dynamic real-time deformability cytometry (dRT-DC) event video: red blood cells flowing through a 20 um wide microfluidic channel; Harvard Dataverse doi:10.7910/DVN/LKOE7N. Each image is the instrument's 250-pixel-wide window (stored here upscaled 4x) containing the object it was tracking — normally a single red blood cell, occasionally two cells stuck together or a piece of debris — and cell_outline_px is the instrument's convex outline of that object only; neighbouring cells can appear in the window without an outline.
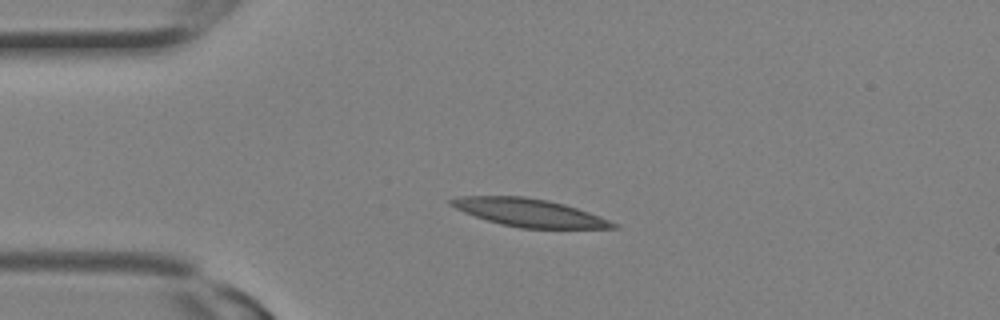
{"species": "Egyptian fruit bat (a non-hibernating species)", "species_latin": "Rousettus aegyptiacus", "temperature_condition": "room temperature", "stored_images_in_passage": 10, "camera_frame_rate_fps": 3000, "um_per_image_px": 0.085, "animal": {"sex": "female"}, "frame": {"image": 1, "passage_image": 1, "time_ms": 0.0, "image_size_px": [1000, 320], "cell_outline_px": [[620, 228], [520, 228], [488, 220], [464, 212], [448, 204], [448, 200], [456, 196], [524, 196], [548, 200], [564, 204], [600, 216], [616, 224]], "centroid_in_image_um": [44.95, 18.06], "position_along_channel_um": 40.0, "area_um2": 26.01}}
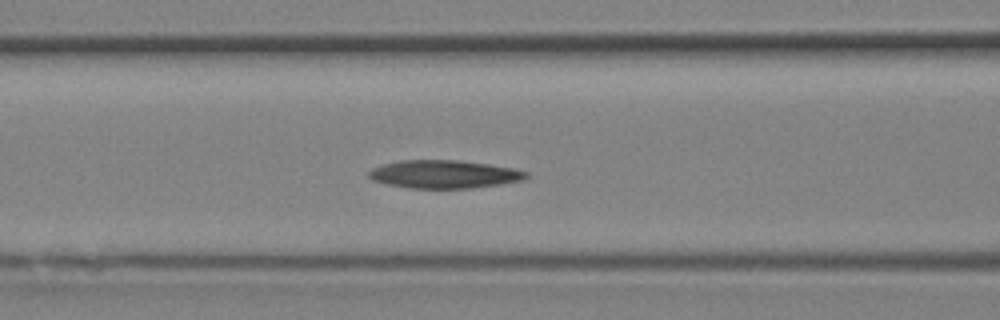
{"frame": {"image": 2, "passage_image": 6, "time_ms": 1.667, "image_size_px": [1000, 320], "cell_outline_px": [[528, 176], [524, 180], [500, 184], [472, 188], [408, 188], [388, 184], [372, 180], [368, 176], [368, 172], [372, 168], [384, 164], [400, 160], [456, 160], [488, 164], [516, 168], [528, 172]], "centroid_in_image_um": [37.77, 14.81], "position_along_channel_um": 128.8, "area_um2": 25.78}}
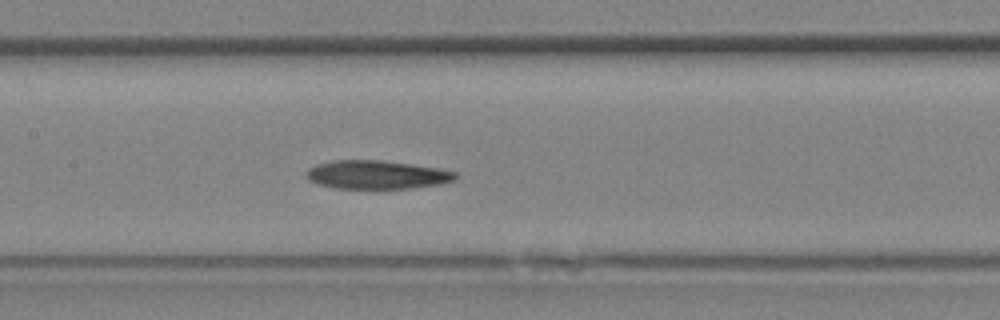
{"frame": {"image": 3, "passage_image": 8, "time_ms": 2.333, "image_size_px": [1000, 320], "cell_outline_px": [[460, 176], [456, 180], [440, 184], [384, 192], [372, 192], [336, 188], [316, 184], [308, 180], [304, 176], [304, 172], [308, 168], [316, 164], [332, 160], [384, 160], [440, 168], [456, 172]], "centroid_in_image_um": [32.01, 14.9], "position_along_channel_um": 175.4, "area_um2": 26.47}}